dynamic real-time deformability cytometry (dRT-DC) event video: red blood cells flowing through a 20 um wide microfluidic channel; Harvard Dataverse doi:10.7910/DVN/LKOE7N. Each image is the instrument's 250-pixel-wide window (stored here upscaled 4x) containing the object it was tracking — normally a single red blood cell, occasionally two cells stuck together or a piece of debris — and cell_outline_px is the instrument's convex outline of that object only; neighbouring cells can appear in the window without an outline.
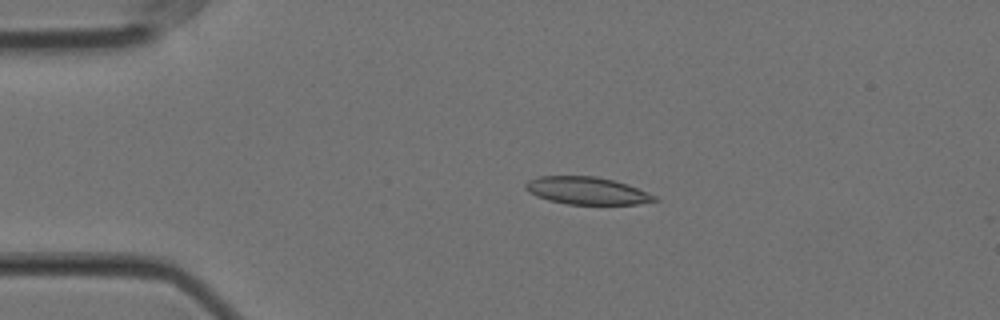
{"species": "Egyptian fruit bat (a non-hibernating species)", "species_latin": "Rousettus aegyptiacus", "temperature_condition": "cold", "stored_images_in_passage": 57, "camera_frame_rate_fps": 3000, "um_per_image_px": 0.085, "animal": {"sex": "female"}, "frame": {"image": 1, "passage_image": 12, "time_ms": 3.667, "image_size_px": [1000, 320], "cell_outline_px": [[660, 200], [636, 204], [568, 204], [548, 200], [536, 196], [528, 192], [524, 188], [524, 184], [528, 180], [540, 176], [596, 176], [628, 184], [648, 192], [656, 196]], "centroid_in_image_um": [49.87, 16.21], "position_along_channel_um": 35.1, "area_um2": 20.69}}
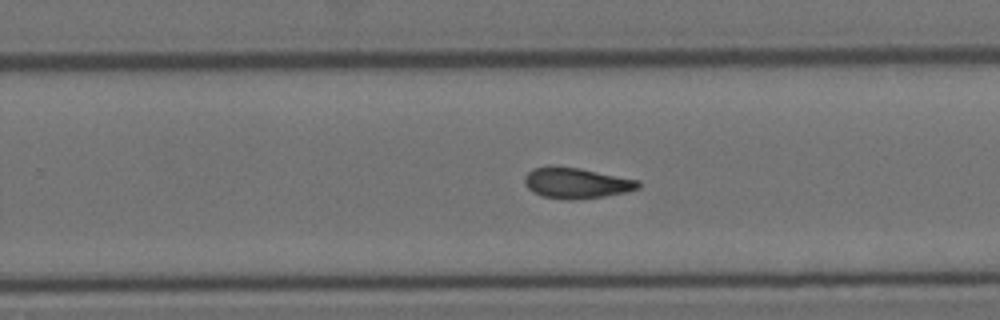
{"frame": {"image": 2, "passage_image": 36, "time_ms": 11.667, "image_size_px": [1000, 320], "cell_outline_px": [[640, 188], [628, 192], [604, 196], [572, 200], [564, 200], [544, 196], [532, 192], [524, 184], [524, 176], [532, 168], [552, 164], [580, 168], [640, 180]], "centroid_in_image_um": [48.97, 15.54], "position_along_channel_um": 280.8, "area_um2": 20.81}}
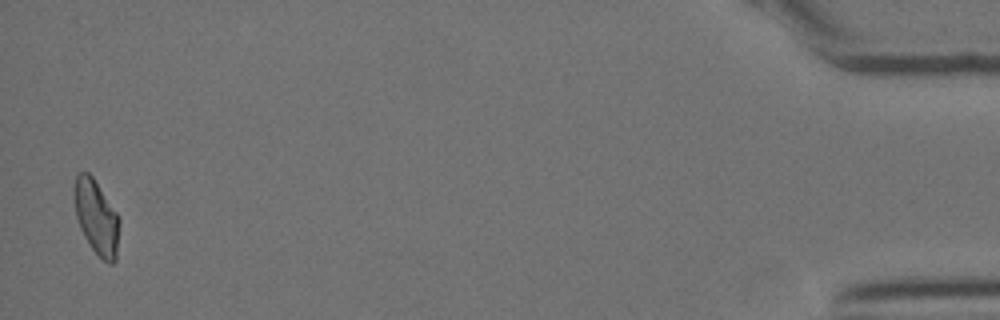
{"frame": {"image": 3, "passage_image": 56, "time_ms": 18.333, "image_size_px": [1000, 320], "cell_outline_px": [[120, 224], [116, 260], [112, 264], [108, 264], [92, 248], [84, 236], [80, 228], [76, 216], [72, 192], [72, 188], [76, 176], [80, 172], [88, 172], [92, 176], [116, 212], [120, 220]], "centroid_in_image_um": [8.18, 18.45], "position_along_channel_um": 427.0, "area_um2": 19.65}, "authors_computed_cell_mechanics": {"area_um2": 20.23, "velocity_mm_per_s": 3.5541, "shape_relaxation_time_tau1_ms": null, "shape_relaxation_time_tau2_ms": 3.2203, "deformation_change_tau1": null, "deformation_change_tau2": 0.099}}